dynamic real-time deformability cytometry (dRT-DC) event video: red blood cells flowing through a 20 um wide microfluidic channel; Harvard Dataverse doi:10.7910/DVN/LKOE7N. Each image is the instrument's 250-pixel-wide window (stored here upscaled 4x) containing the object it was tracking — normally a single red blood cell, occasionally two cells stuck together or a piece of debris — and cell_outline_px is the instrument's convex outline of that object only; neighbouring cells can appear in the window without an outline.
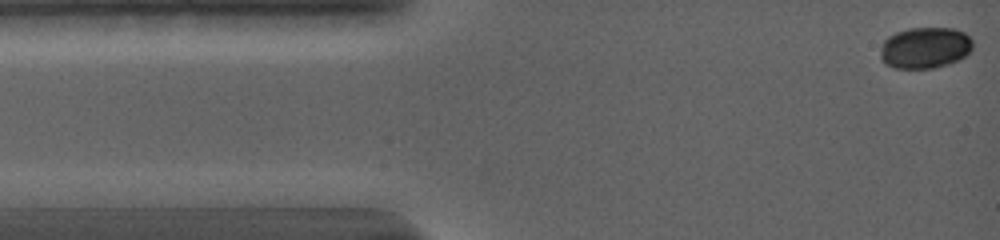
{"species": "common noctule bat (a hibernating species)", "species_latin": "Nyctalus noctula", "temperature_condition": "warm", "stored_images_in_passage": 33, "camera_frame_rate_fps": 5000, "um_per_image_px": 0.085, "animal": {"sex": "female", "body_mass_g": 19.0, "forearm_length_mm": 56.7}, "frame": {"image": 1, "passage_image": 1, "time_ms": 0.0, "image_size_px": [1000, 240], "cell_outline_px": [[972, 48], [960, 60], [948, 64], [932, 68], [896, 68], [884, 64], [880, 60], [880, 48], [884, 40], [888, 36], [896, 32], [908, 28], [952, 28], [964, 32], [972, 40]], "centroid_in_image_um": [78.59, 4.06], "position_along_channel_um": 6.4, "area_um2": 22.37}}
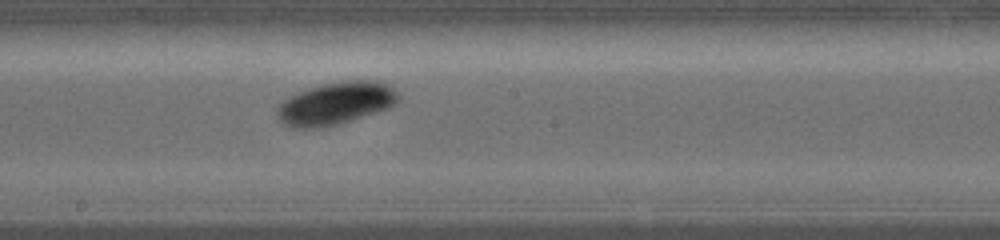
{"frame": {"image": 2, "passage_image": 19, "time_ms": 7.8, "image_size_px": [1000, 240], "cell_outline_px": [[400, 100], [396, 104], [388, 108], [336, 124], [320, 128], [296, 128], [280, 120], [276, 116], [276, 112], [280, 104], [284, 100], [300, 92], [324, 84], [344, 80], [380, 80], [388, 84], [400, 96]], "centroid_in_image_um": [28.59, 8.77], "position_along_channel_um": 219.6, "area_um2": 29.54}}
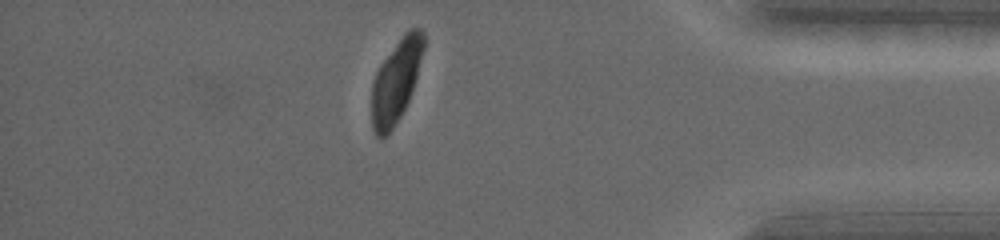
{"frame": {"image": 3, "passage_image": 33, "time_ms": 13.6, "image_size_px": [1000, 240], "cell_outline_px": [[424, 48], [416, 76], [408, 100], [400, 116], [392, 128], [380, 140], [376, 136], [372, 128], [372, 80], [380, 64], [404, 32], [408, 28], [420, 28], [424, 32]], "centroid_in_image_um": [33.64, 6.85], "position_along_channel_um": 401.6, "area_um2": 24.74}, "authors_computed_cell_mechanics": {"area_um2": 27.2816, "velocity_mm_per_s": 3.6997, "shape_relaxation_time_tau1_ms": 1.0969, "shape_relaxation_time_tau2_ms": null, "deformation_change_tau1": 0.0583, "deformation_change_tau2": null}}